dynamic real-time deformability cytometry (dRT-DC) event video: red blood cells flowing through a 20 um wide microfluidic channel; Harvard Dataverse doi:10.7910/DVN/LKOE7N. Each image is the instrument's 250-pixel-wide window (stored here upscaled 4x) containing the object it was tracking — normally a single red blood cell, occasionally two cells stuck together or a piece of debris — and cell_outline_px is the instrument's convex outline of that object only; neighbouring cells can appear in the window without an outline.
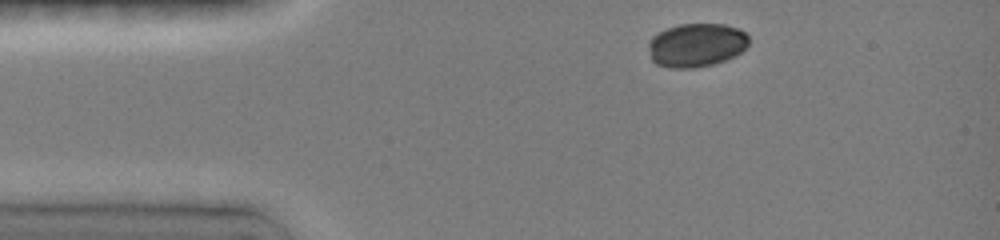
{"species": "common noctule bat (a hibernating species)", "species_latin": "Nyctalus noctula", "temperature_condition": "room temperature", "stored_images_in_passage": 6, "camera_frame_rate_fps": 3000, "um_per_image_px": 0.085, "animal": {"sex": "female", "body_mass_g": 19.0, "forearm_length_mm": 51.5}, "frame": {"image": 1, "passage_image": 1, "time_ms": 0.0, "image_size_px": [1000, 240], "cell_outline_px": [[748, 44], [740, 52], [724, 60], [712, 64], [692, 68], [672, 68], [656, 64], [652, 60], [648, 44], [652, 36], [668, 28], [680, 24], [724, 24], [736, 28], [744, 32], [748, 36]], "centroid_in_image_um": [59.17, 3.83], "position_along_channel_um": 25.8, "area_um2": 25.2}}
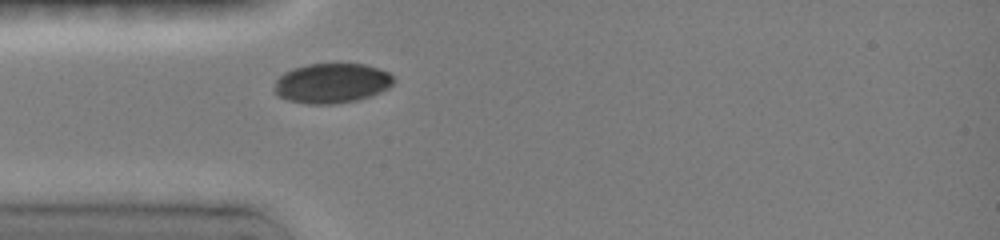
{"frame": {"image": 2, "passage_image": 6, "time_ms": 2.0, "image_size_px": [1000, 240], "cell_outline_px": [[392, 84], [388, 88], [380, 92], [356, 100], [332, 104], [308, 104], [288, 100], [280, 96], [276, 92], [276, 80], [284, 72], [292, 68], [308, 64], [364, 64], [388, 72], [392, 76]], "centroid_in_image_um": [28.19, 7.07], "position_along_channel_um": 56.8, "area_um2": 27.28}}